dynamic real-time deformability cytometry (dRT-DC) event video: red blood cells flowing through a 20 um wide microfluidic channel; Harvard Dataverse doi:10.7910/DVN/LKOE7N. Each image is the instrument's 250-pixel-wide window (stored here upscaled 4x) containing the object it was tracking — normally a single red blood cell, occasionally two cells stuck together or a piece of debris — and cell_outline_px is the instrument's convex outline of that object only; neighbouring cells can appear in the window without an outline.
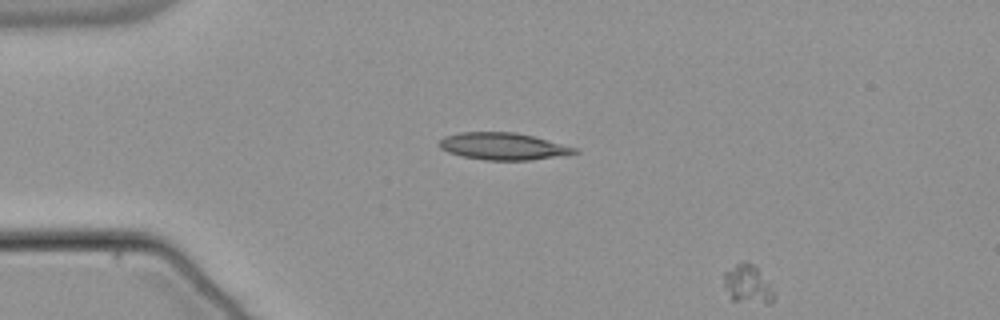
{"species": "common noctule bat (a hibernating species)", "species_latin": "Nyctalus noctula", "temperature_condition": "warm", "stored_images_in_passage": 14, "segment_of_instrument_passage": [2, 2], "camera_frame_rate_fps": 3000, "um_per_image_px": 0.085, "animal": {"sex": "male", "body_mass_g": 21.5, "forearm_length_mm": 52.0}, "frame": {"image": 1, "passage_image": 14, "time_ms": 4.333, "image_size_px": [1000, 320], "cell_outline_px": [[772, 304], [768, 304], [732, 300], [724, 288], [724, 272], [736, 264], [744, 260], [752, 264], [756, 268], [768, 284], [772, 292]], "centroid_in_image_um": [63.49, 24.17], "position_along_channel_um": 21.5, "area_um2": 10.87}}